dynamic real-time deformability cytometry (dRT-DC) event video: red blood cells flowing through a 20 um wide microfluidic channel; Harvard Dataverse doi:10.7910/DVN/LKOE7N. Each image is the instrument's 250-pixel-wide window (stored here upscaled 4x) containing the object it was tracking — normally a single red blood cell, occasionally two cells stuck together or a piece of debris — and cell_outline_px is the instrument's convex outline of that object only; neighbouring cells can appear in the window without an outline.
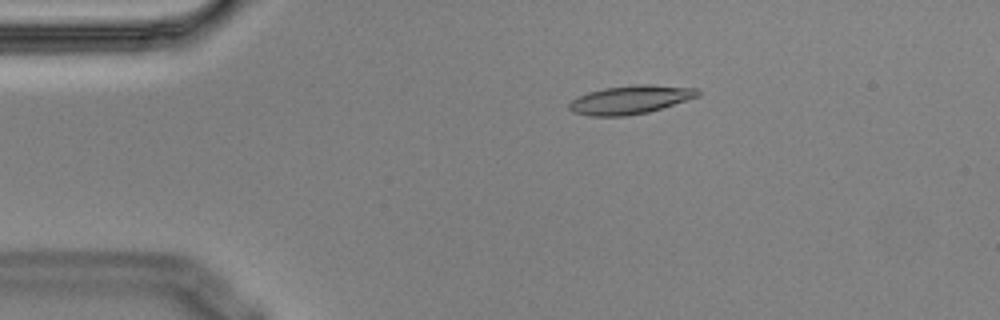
{"species": "Egyptian fruit bat (a non-hibernating species)", "species_latin": "Rousettus aegyptiacus", "temperature_condition": "cold", "stored_images_in_passage": 9, "camera_frame_rate_fps": 3000, "um_per_image_px": 0.085, "animal": {"sex": "male"}, "frame": {"image": 1, "passage_image": 3, "time_ms": 0.667, "image_size_px": [1000, 320], "cell_outline_px": [[700, 96], [648, 112], [628, 116], [588, 116], [572, 112], [568, 108], [568, 104], [576, 96], [588, 92], [604, 88], [636, 84], [652, 84], [696, 88], [700, 92]], "centroid_in_image_um": [53.55, 8.47], "position_along_channel_um": 31.5, "area_um2": 21.56}}
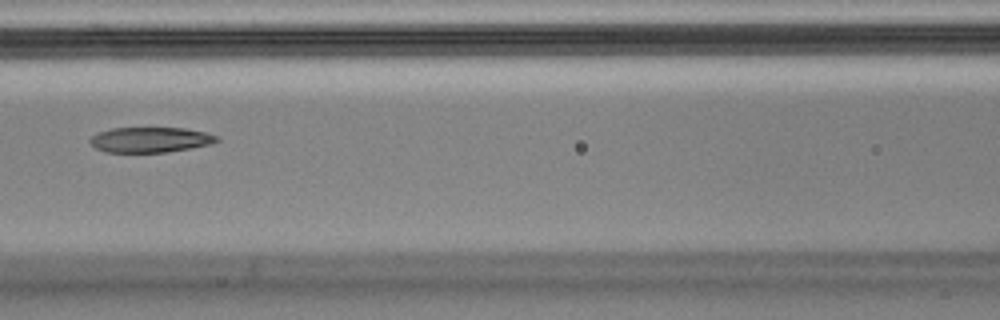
{"frame": {"image": 2, "passage_image": 7, "time_ms": 2.0, "image_size_px": [1000, 320], "cell_outline_px": [[220, 140], [212, 144], [192, 148], [168, 152], [104, 152], [96, 148], [88, 140], [96, 132], [112, 128], [184, 128], [204, 132], [216, 136]], "centroid_in_image_um": [12.76, 11.88], "position_along_channel_um": 153.8, "area_um2": 18.73}}
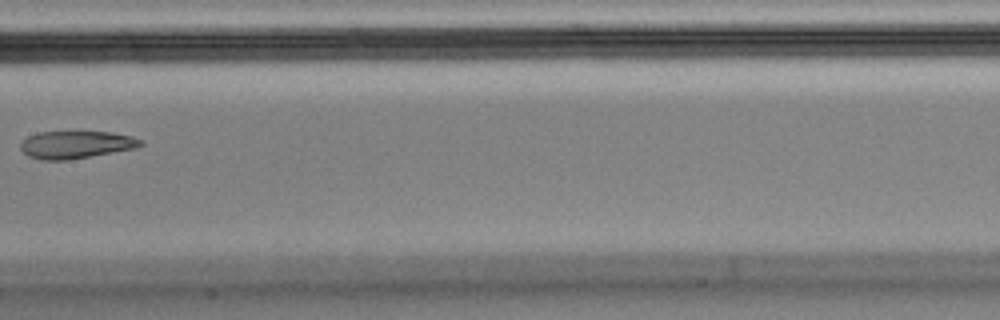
{"frame": {"image": 3, "passage_image": 8, "time_ms": 2.333, "image_size_px": [1000, 320], "cell_outline_px": [[144, 144], [136, 148], [68, 160], [40, 160], [28, 156], [20, 148], [20, 140], [36, 132], [112, 132], [132, 136], [144, 140]], "centroid_in_image_um": [6.45, 12.29], "position_along_channel_um": 201.0, "area_um2": 19.42}}